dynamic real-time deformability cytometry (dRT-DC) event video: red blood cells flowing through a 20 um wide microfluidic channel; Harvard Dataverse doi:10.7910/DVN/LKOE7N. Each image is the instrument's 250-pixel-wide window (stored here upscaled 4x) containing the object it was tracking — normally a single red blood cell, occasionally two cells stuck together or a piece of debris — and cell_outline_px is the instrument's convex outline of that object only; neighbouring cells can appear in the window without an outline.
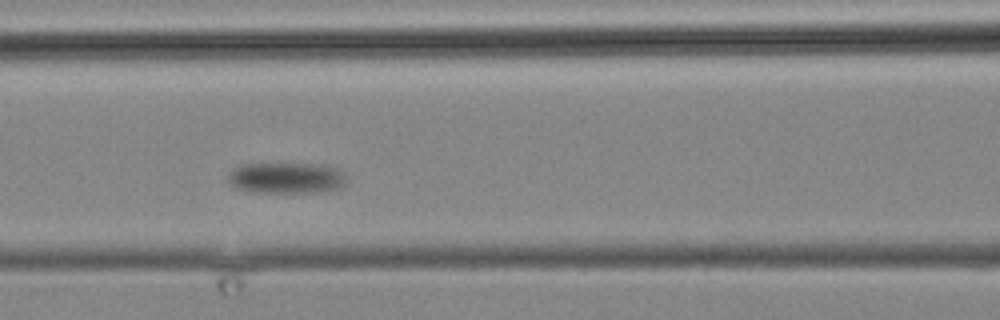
{"species": "common noctule bat (a hibernating species)", "species_latin": "Nyctalus noctula", "temperature_condition": "cold", "stored_images_in_passage": 9, "camera_frame_rate_fps": 3000, "um_per_image_px": 0.085, "animal": {"sex": "male", "body_mass_g": 19.2, "forearm_length_mm": 51.8}, "frame": {"image": 1, "passage_image": 4, "time_ms": 3.667, "image_size_px": [1000, 320], "cell_outline_px": [[344, 184], [340, 188], [320, 192], [252, 192], [236, 188], [228, 180], [228, 172], [232, 168], [240, 164], [316, 164], [336, 168], [344, 172]], "centroid_in_image_um": [24.3, 15.12], "position_along_channel_um": 142.3, "area_um2": 21.39}}
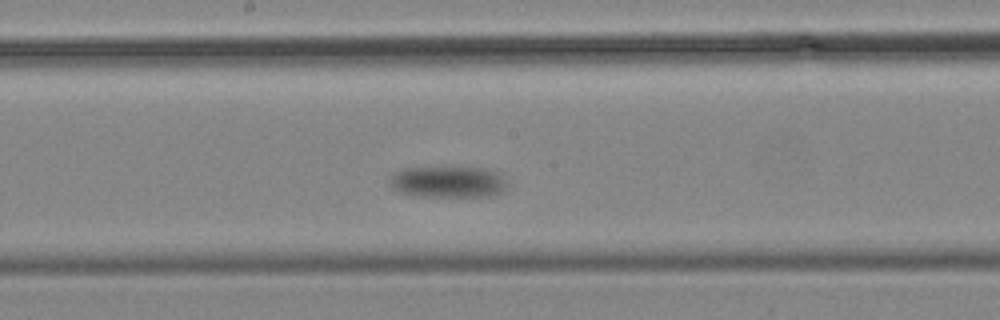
{"frame": {"image": 2, "passage_image": 6, "time_ms": 6.667, "image_size_px": [1000, 320], "cell_outline_px": [[508, 184], [496, 196], [420, 196], [400, 192], [392, 188], [388, 184], [388, 180], [396, 172], [404, 168], [492, 168]], "centroid_in_image_um": [38.08, 15.46], "position_along_channel_um": 210.1, "area_um2": 21.33}}
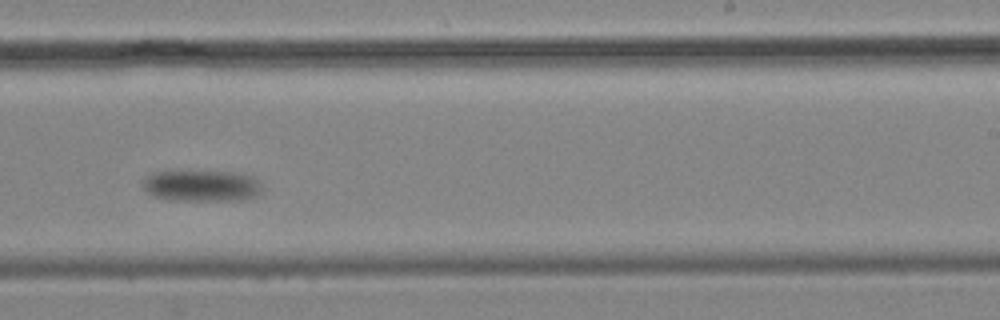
{"frame": {"image": 3, "passage_image": 8, "time_ms": 9.333, "image_size_px": [1000, 320], "cell_outline_px": [[260, 192], [256, 196], [240, 200], [172, 200], [152, 196], [140, 184], [144, 176], [156, 172], [232, 172], [252, 176], [260, 184]], "centroid_in_image_um": [17.08, 15.8], "position_along_channel_um": 271.9, "area_um2": 21.56}}